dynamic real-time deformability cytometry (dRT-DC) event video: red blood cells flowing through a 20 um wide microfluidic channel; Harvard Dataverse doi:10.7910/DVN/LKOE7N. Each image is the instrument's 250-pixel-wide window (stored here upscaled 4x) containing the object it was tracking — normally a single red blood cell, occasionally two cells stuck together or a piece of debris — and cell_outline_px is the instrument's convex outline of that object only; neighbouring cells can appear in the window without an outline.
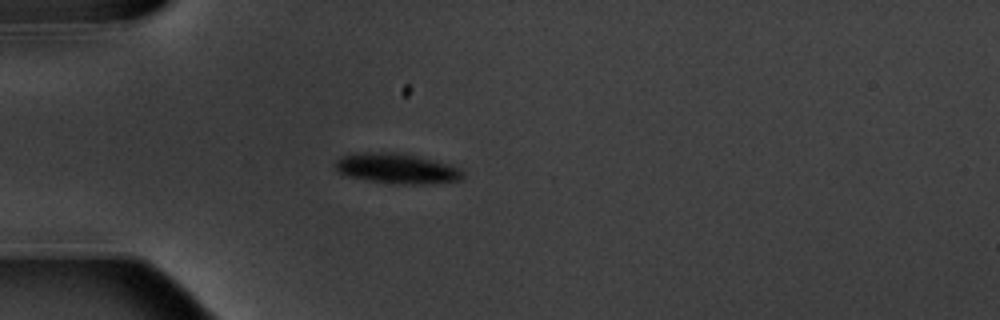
{"species": "common noctule bat (a hibernating species)", "species_latin": "Nyctalus noctula", "temperature_condition": "warm", "stored_images_in_passage": 5, "camera_frame_rate_fps": 3000, "um_per_image_px": 0.085, "animal": {"sex": "male", "body_mass_g": 20.1, "forearm_length_mm": 53.5}, "frame": {"image": 1, "passage_image": 4, "time_ms": 4.333, "image_size_px": [1000, 320], "cell_outline_px": [[464, 180], [424, 184], [392, 184], [368, 180], [348, 176], [336, 172], [336, 160], [340, 156], [360, 152], [396, 152], [416, 156], [448, 164], [460, 168], [464, 172]], "centroid_in_image_um": [33.73, 14.33], "position_along_channel_um": 51.3, "area_um2": 22.6}}